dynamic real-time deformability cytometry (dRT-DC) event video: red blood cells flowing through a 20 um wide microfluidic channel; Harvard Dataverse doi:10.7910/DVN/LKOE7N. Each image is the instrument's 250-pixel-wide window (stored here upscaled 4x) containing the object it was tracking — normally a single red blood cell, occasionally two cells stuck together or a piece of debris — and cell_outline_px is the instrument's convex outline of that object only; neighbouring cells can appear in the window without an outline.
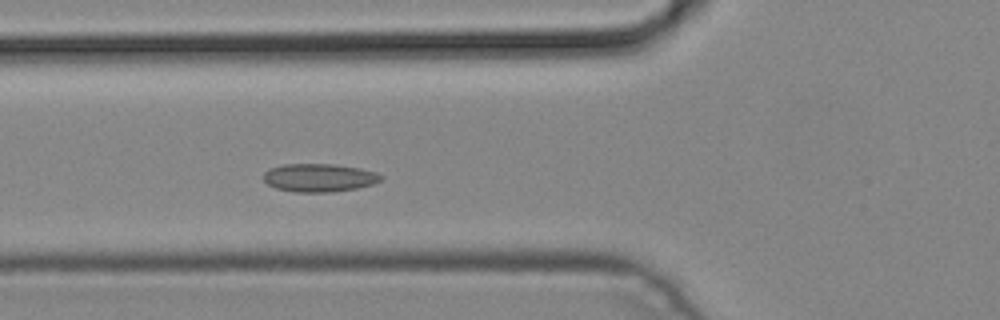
{"species": "common noctule bat (a hibernating species)", "species_latin": "Nyctalus noctula", "temperature_condition": "cold", "stored_images_in_passage": 6, "camera_frame_rate_fps": 3000, "um_per_image_px": 0.085, "animal": {"sex": "male", "body_mass_g": 19.2, "forearm_length_mm": 51.8}, "frame": {"image": 1, "passage_image": 6, "time_ms": 1.667, "image_size_px": [1000, 320], "cell_outline_px": [[384, 176], [380, 180], [372, 184], [356, 188], [332, 192], [292, 192], [276, 188], [268, 184], [264, 180], [264, 172], [272, 168], [284, 164], [332, 164], [360, 168], [376, 172]], "centroid_in_image_um": [27.13, 15.11], "position_along_channel_um": 98.7, "area_um2": 19.19}}